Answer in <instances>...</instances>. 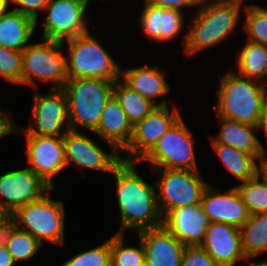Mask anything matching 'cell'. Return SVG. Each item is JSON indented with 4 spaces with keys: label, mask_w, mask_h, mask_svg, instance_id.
<instances>
[{
    "label": "cell",
    "mask_w": 267,
    "mask_h": 266,
    "mask_svg": "<svg viewBox=\"0 0 267 266\" xmlns=\"http://www.w3.org/2000/svg\"><path fill=\"white\" fill-rule=\"evenodd\" d=\"M181 117L177 107L171 110L168 105L157 106L133 126L131 141L121 152V159L127 162L142 160Z\"/></svg>",
    "instance_id": "12"
},
{
    "label": "cell",
    "mask_w": 267,
    "mask_h": 266,
    "mask_svg": "<svg viewBox=\"0 0 267 266\" xmlns=\"http://www.w3.org/2000/svg\"><path fill=\"white\" fill-rule=\"evenodd\" d=\"M16 228V219L12 214L0 213V247L7 246Z\"/></svg>",
    "instance_id": "37"
},
{
    "label": "cell",
    "mask_w": 267,
    "mask_h": 266,
    "mask_svg": "<svg viewBox=\"0 0 267 266\" xmlns=\"http://www.w3.org/2000/svg\"><path fill=\"white\" fill-rule=\"evenodd\" d=\"M22 52L0 46V76L12 83L22 84Z\"/></svg>",
    "instance_id": "34"
},
{
    "label": "cell",
    "mask_w": 267,
    "mask_h": 266,
    "mask_svg": "<svg viewBox=\"0 0 267 266\" xmlns=\"http://www.w3.org/2000/svg\"><path fill=\"white\" fill-rule=\"evenodd\" d=\"M42 246L43 244L30 233L16 228L6 248L16 264V262L28 261L34 257Z\"/></svg>",
    "instance_id": "32"
},
{
    "label": "cell",
    "mask_w": 267,
    "mask_h": 266,
    "mask_svg": "<svg viewBox=\"0 0 267 266\" xmlns=\"http://www.w3.org/2000/svg\"><path fill=\"white\" fill-rule=\"evenodd\" d=\"M200 247L219 266H234L246 258L242 250L240 229L226 223L210 222Z\"/></svg>",
    "instance_id": "17"
},
{
    "label": "cell",
    "mask_w": 267,
    "mask_h": 266,
    "mask_svg": "<svg viewBox=\"0 0 267 266\" xmlns=\"http://www.w3.org/2000/svg\"><path fill=\"white\" fill-rule=\"evenodd\" d=\"M244 31L249 35L247 40L267 46V8L259 5H245Z\"/></svg>",
    "instance_id": "31"
},
{
    "label": "cell",
    "mask_w": 267,
    "mask_h": 266,
    "mask_svg": "<svg viewBox=\"0 0 267 266\" xmlns=\"http://www.w3.org/2000/svg\"><path fill=\"white\" fill-rule=\"evenodd\" d=\"M251 214L267 213V181L257 172L235 186Z\"/></svg>",
    "instance_id": "29"
},
{
    "label": "cell",
    "mask_w": 267,
    "mask_h": 266,
    "mask_svg": "<svg viewBox=\"0 0 267 266\" xmlns=\"http://www.w3.org/2000/svg\"><path fill=\"white\" fill-rule=\"evenodd\" d=\"M242 4L238 1L201 3L183 37L185 52L195 55L227 40L240 21Z\"/></svg>",
    "instance_id": "2"
},
{
    "label": "cell",
    "mask_w": 267,
    "mask_h": 266,
    "mask_svg": "<svg viewBox=\"0 0 267 266\" xmlns=\"http://www.w3.org/2000/svg\"><path fill=\"white\" fill-rule=\"evenodd\" d=\"M140 29L153 41L167 42L180 35L185 27L183 11L167 9L145 2L140 12Z\"/></svg>",
    "instance_id": "20"
},
{
    "label": "cell",
    "mask_w": 267,
    "mask_h": 266,
    "mask_svg": "<svg viewBox=\"0 0 267 266\" xmlns=\"http://www.w3.org/2000/svg\"><path fill=\"white\" fill-rule=\"evenodd\" d=\"M88 0H49L45 11L42 38L64 42L89 31L87 23ZM86 11V12H85Z\"/></svg>",
    "instance_id": "10"
},
{
    "label": "cell",
    "mask_w": 267,
    "mask_h": 266,
    "mask_svg": "<svg viewBox=\"0 0 267 266\" xmlns=\"http://www.w3.org/2000/svg\"><path fill=\"white\" fill-rule=\"evenodd\" d=\"M145 2L154 6L180 11H182V8L199 7L201 4L200 0H145Z\"/></svg>",
    "instance_id": "38"
},
{
    "label": "cell",
    "mask_w": 267,
    "mask_h": 266,
    "mask_svg": "<svg viewBox=\"0 0 267 266\" xmlns=\"http://www.w3.org/2000/svg\"><path fill=\"white\" fill-rule=\"evenodd\" d=\"M114 82L98 78L68 79L63 89L68 100L70 130L95 131L102 111L113 96Z\"/></svg>",
    "instance_id": "4"
},
{
    "label": "cell",
    "mask_w": 267,
    "mask_h": 266,
    "mask_svg": "<svg viewBox=\"0 0 267 266\" xmlns=\"http://www.w3.org/2000/svg\"><path fill=\"white\" fill-rule=\"evenodd\" d=\"M258 172L267 181V156H265L258 164Z\"/></svg>",
    "instance_id": "42"
},
{
    "label": "cell",
    "mask_w": 267,
    "mask_h": 266,
    "mask_svg": "<svg viewBox=\"0 0 267 266\" xmlns=\"http://www.w3.org/2000/svg\"><path fill=\"white\" fill-rule=\"evenodd\" d=\"M61 266H111L110 239L99 246L77 253Z\"/></svg>",
    "instance_id": "33"
},
{
    "label": "cell",
    "mask_w": 267,
    "mask_h": 266,
    "mask_svg": "<svg viewBox=\"0 0 267 266\" xmlns=\"http://www.w3.org/2000/svg\"><path fill=\"white\" fill-rule=\"evenodd\" d=\"M94 142L80 131L68 130L63 135L66 166L72 163L77 167L111 174L122 161L121 153L108 154Z\"/></svg>",
    "instance_id": "15"
},
{
    "label": "cell",
    "mask_w": 267,
    "mask_h": 266,
    "mask_svg": "<svg viewBox=\"0 0 267 266\" xmlns=\"http://www.w3.org/2000/svg\"><path fill=\"white\" fill-rule=\"evenodd\" d=\"M181 266H219L200 246H186Z\"/></svg>",
    "instance_id": "35"
},
{
    "label": "cell",
    "mask_w": 267,
    "mask_h": 266,
    "mask_svg": "<svg viewBox=\"0 0 267 266\" xmlns=\"http://www.w3.org/2000/svg\"><path fill=\"white\" fill-rule=\"evenodd\" d=\"M239 229L246 257L258 256L267 251V213L251 214Z\"/></svg>",
    "instance_id": "28"
},
{
    "label": "cell",
    "mask_w": 267,
    "mask_h": 266,
    "mask_svg": "<svg viewBox=\"0 0 267 266\" xmlns=\"http://www.w3.org/2000/svg\"><path fill=\"white\" fill-rule=\"evenodd\" d=\"M12 4L20 5L14 11L32 18L38 24V13L45 10L49 0H10Z\"/></svg>",
    "instance_id": "36"
},
{
    "label": "cell",
    "mask_w": 267,
    "mask_h": 266,
    "mask_svg": "<svg viewBox=\"0 0 267 266\" xmlns=\"http://www.w3.org/2000/svg\"><path fill=\"white\" fill-rule=\"evenodd\" d=\"M137 233L145 250V266H181L186 246L163 225Z\"/></svg>",
    "instance_id": "19"
},
{
    "label": "cell",
    "mask_w": 267,
    "mask_h": 266,
    "mask_svg": "<svg viewBox=\"0 0 267 266\" xmlns=\"http://www.w3.org/2000/svg\"><path fill=\"white\" fill-rule=\"evenodd\" d=\"M233 71L220 78L215 111L219 117L257 126L267 85Z\"/></svg>",
    "instance_id": "3"
},
{
    "label": "cell",
    "mask_w": 267,
    "mask_h": 266,
    "mask_svg": "<svg viewBox=\"0 0 267 266\" xmlns=\"http://www.w3.org/2000/svg\"><path fill=\"white\" fill-rule=\"evenodd\" d=\"M36 22L14 10L0 17V46L22 52L30 43Z\"/></svg>",
    "instance_id": "24"
},
{
    "label": "cell",
    "mask_w": 267,
    "mask_h": 266,
    "mask_svg": "<svg viewBox=\"0 0 267 266\" xmlns=\"http://www.w3.org/2000/svg\"><path fill=\"white\" fill-rule=\"evenodd\" d=\"M167 72L159 66H139L121 70V79L134 91L154 103L156 106H166L163 100L156 104L157 97H164L170 92V85L166 81Z\"/></svg>",
    "instance_id": "22"
},
{
    "label": "cell",
    "mask_w": 267,
    "mask_h": 266,
    "mask_svg": "<svg viewBox=\"0 0 267 266\" xmlns=\"http://www.w3.org/2000/svg\"><path fill=\"white\" fill-rule=\"evenodd\" d=\"M27 164L51 189H54L53 176L64 167L65 151L63 136L26 134Z\"/></svg>",
    "instance_id": "14"
},
{
    "label": "cell",
    "mask_w": 267,
    "mask_h": 266,
    "mask_svg": "<svg viewBox=\"0 0 267 266\" xmlns=\"http://www.w3.org/2000/svg\"><path fill=\"white\" fill-rule=\"evenodd\" d=\"M2 110L0 109V138L3 136H9L10 134L13 135L15 134H22L23 128L19 129L17 128V125H15L14 120L10 117V114L4 115V111L1 112Z\"/></svg>",
    "instance_id": "39"
},
{
    "label": "cell",
    "mask_w": 267,
    "mask_h": 266,
    "mask_svg": "<svg viewBox=\"0 0 267 266\" xmlns=\"http://www.w3.org/2000/svg\"><path fill=\"white\" fill-rule=\"evenodd\" d=\"M46 192L41 198L16 209L12 215L17 228L30 233L42 244L43 240L63 245L65 208L63 202L52 200ZM49 196V197H48Z\"/></svg>",
    "instance_id": "7"
},
{
    "label": "cell",
    "mask_w": 267,
    "mask_h": 266,
    "mask_svg": "<svg viewBox=\"0 0 267 266\" xmlns=\"http://www.w3.org/2000/svg\"><path fill=\"white\" fill-rule=\"evenodd\" d=\"M113 96L119 102L132 127L157 107L129 87L121 78L114 82Z\"/></svg>",
    "instance_id": "26"
},
{
    "label": "cell",
    "mask_w": 267,
    "mask_h": 266,
    "mask_svg": "<svg viewBox=\"0 0 267 266\" xmlns=\"http://www.w3.org/2000/svg\"><path fill=\"white\" fill-rule=\"evenodd\" d=\"M94 132L105 140L112 152H122L130 143L133 127L114 96L105 105Z\"/></svg>",
    "instance_id": "21"
},
{
    "label": "cell",
    "mask_w": 267,
    "mask_h": 266,
    "mask_svg": "<svg viewBox=\"0 0 267 266\" xmlns=\"http://www.w3.org/2000/svg\"><path fill=\"white\" fill-rule=\"evenodd\" d=\"M51 190L29 167L8 171L0 175V213L12 214Z\"/></svg>",
    "instance_id": "13"
},
{
    "label": "cell",
    "mask_w": 267,
    "mask_h": 266,
    "mask_svg": "<svg viewBox=\"0 0 267 266\" xmlns=\"http://www.w3.org/2000/svg\"><path fill=\"white\" fill-rule=\"evenodd\" d=\"M211 145L227 170L241 182L252 178L258 172L259 162L252 155L221 143Z\"/></svg>",
    "instance_id": "27"
},
{
    "label": "cell",
    "mask_w": 267,
    "mask_h": 266,
    "mask_svg": "<svg viewBox=\"0 0 267 266\" xmlns=\"http://www.w3.org/2000/svg\"><path fill=\"white\" fill-rule=\"evenodd\" d=\"M0 266H15V262L6 247H0Z\"/></svg>",
    "instance_id": "41"
},
{
    "label": "cell",
    "mask_w": 267,
    "mask_h": 266,
    "mask_svg": "<svg viewBox=\"0 0 267 266\" xmlns=\"http://www.w3.org/2000/svg\"><path fill=\"white\" fill-rule=\"evenodd\" d=\"M32 124L25 128V134L63 136L70 130L68 100L63 88H51L49 93H33ZM35 125V126H34Z\"/></svg>",
    "instance_id": "11"
},
{
    "label": "cell",
    "mask_w": 267,
    "mask_h": 266,
    "mask_svg": "<svg viewBox=\"0 0 267 266\" xmlns=\"http://www.w3.org/2000/svg\"><path fill=\"white\" fill-rule=\"evenodd\" d=\"M139 239V247H125L123 233H116L110 238L111 266H145V250Z\"/></svg>",
    "instance_id": "30"
},
{
    "label": "cell",
    "mask_w": 267,
    "mask_h": 266,
    "mask_svg": "<svg viewBox=\"0 0 267 266\" xmlns=\"http://www.w3.org/2000/svg\"><path fill=\"white\" fill-rule=\"evenodd\" d=\"M158 176L155 181L157 202L164 217L170 210L179 207L198 205L208 187L198 171L177 169H153Z\"/></svg>",
    "instance_id": "8"
},
{
    "label": "cell",
    "mask_w": 267,
    "mask_h": 266,
    "mask_svg": "<svg viewBox=\"0 0 267 266\" xmlns=\"http://www.w3.org/2000/svg\"><path fill=\"white\" fill-rule=\"evenodd\" d=\"M255 257H257V256H248L245 258L244 261L250 263V266H267V259L264 261H259V262L252 261V259H254Z\"/></svg>",
    "instance_id": "43"
},
{
    "label": "cell",
    "mask_w": 267,
    "mask_h": 266,
    "mask_svg": "<svg viewBox=\"0 0 267 266\" xmlns=\"http://www.w3.org/2000/svg\"><path fill=\"white\" fill-rule=\"evenodd\" d=\"M41 42L29 43L22 51V84L34 86V79L50 82L52 88H63L68 80L66 56L63 55L64 42L41 38Z\"/></svg>",
    "instance_id": "6"
},
{
    "label": "cell",
    "mask_w": 267,
    "mask_h": 266,
    "mask_svg": "<svg viewBox=\"0 0 267 266\" xmlns=\"http://www.w3.org/2000/svg\"><path fill=\"white\" fill-rule=\"evenodd\" d=\"M181 117L142 159L151 169H177L198 171L194 139Z\"/></svg>",
    "instance_id": "9"
},
{
    "label": "cell",
    "mask_w": 267,
    "mask_h": 266,
    "mask_svg": "<svg viewBox=\"0 0 267 266\" xmlns=\"http://www.w3.org/2000/svg\"><path fill=\"white\" fill-rule=\"evenodd\" d=\"M65 41L68 45L65 55L68 79L98 78L115 82L121 78L119 63L89 31Z\"/></svg>",
    "instance_id": "5"
},
{
    "label": "cell",
    "mask_w": 267,
    "mask_h": 266,
    "mask_svg": "<svg viewBox=\"0 0 267 266\" xmlns=\"http://www.w3.org/2000/svg\"><path fill=\"white\" fill-rule=\"evenodd\" d=\"M258 131L263 130L267 141V95L263 100L259 121L257 124Z\"/></svg>",
    "instance_id": "40"
},
{
    "label": "cell",
    "mask_w": 267,
    "mask_h": 266,
    "mask_svg": "<svg viewBox=\"0 0 267 266\" xmlns=\"http://www.w3.org/2000/svg\"><path fill=\"white\" fill-rule=\"evenodd\" d=\"M239 75L267 85V46L247 40L236 57Z\"/></svg>",
    "instance_id": "25"
},
{
    "label": "cell",
    "mask_w": 267,
    "mask_h": 266,
    "mask_svg": "<svg viewBox=\"0 0 267 266\" xmlns=\"http://www.w3.org/2000/svg\"><path fill=\"white\" fill-rule=\"evenodd\" d=\"M135 162L121 161L112 171L115 175L117 203L121 215V225L117 233L132 228L144 229L162 226L156 184L150 185L141 178Z\"/></svg>",
    "instance_id": "1"
},
{
    "label": "cell",
    "mask_w": 267,
    "mask_h": 266,
    "mask_svg": "<svg viewBox=\"0 0 267 266\" xmlns=\"http://www.w3.org/2000/svg\"><path fill=\"white\" fill-rule=\"evenodd\" d=\"M9 3L10 0H0V17L8 12L7 7Z\"/></svg>",
    "instance_id": "44"
},
{
    "label": "cell",
    "mask_w": 267,
    "mask_h": 266,
    "mask_svg": "<svg viewBox=\"0 0 267 266\" xmlns=\"http://www.w3.org/2000/svg\"><path fill=\"white\" fill-rule=\"evenodd\" d=\"M210 221L201 204L170 210L163 226L185 246H200Z\"/></svg>",
    "instance_id": "18"
},
{
    "label": "cell",
    "mask_w": 267,
    "mask_h": 266,
    "mask_svg": "<svg viewBox=\"0 0 267 266\" xmlns=\"http://www.w3.org/2000/svg\"><path fill=\"white\" fill-rule=\"evenodd\" d=\"M200 204L210 222L226 223L240 228L250 216L235 186L222 193L219 189L208 185Z\"/></svg>",
    "instance_id": "16"
},
{
    "label": "cell",
    "mask_w": 267,
    "mask_h": 266,
    "mask_svg": "<svg viewBox=\"0 0 267 266\" xmlns=\"http://www.w3.org/2000/svg\"><path fill=\"white\" fill-rule=\"evenodd\" d=\"M220 131L215 137H210L211 143H221L229 145L237 150L252 155L258 162L265 156L266 151L261 141L256 137L257 126L240 123L236 120L222 118L218 116Z\"/></svg>",
    "instance_id": "23"
},
{
    "label": "cell",
    "mask_w": 267,
    "mask_h": 266,
    "mask_svg": "<svg viewBox=\"0 0 267 266\" xmlns=\"http://www.w3.org/2000/svg\"><path fill=\"white\" fill-rule=\"evenodd\" d=\"M219 1H238V2H244V0H200L201 3H205V2H219Z\"/></svg>",
    "instance_id": "45"
}]
</instances>
